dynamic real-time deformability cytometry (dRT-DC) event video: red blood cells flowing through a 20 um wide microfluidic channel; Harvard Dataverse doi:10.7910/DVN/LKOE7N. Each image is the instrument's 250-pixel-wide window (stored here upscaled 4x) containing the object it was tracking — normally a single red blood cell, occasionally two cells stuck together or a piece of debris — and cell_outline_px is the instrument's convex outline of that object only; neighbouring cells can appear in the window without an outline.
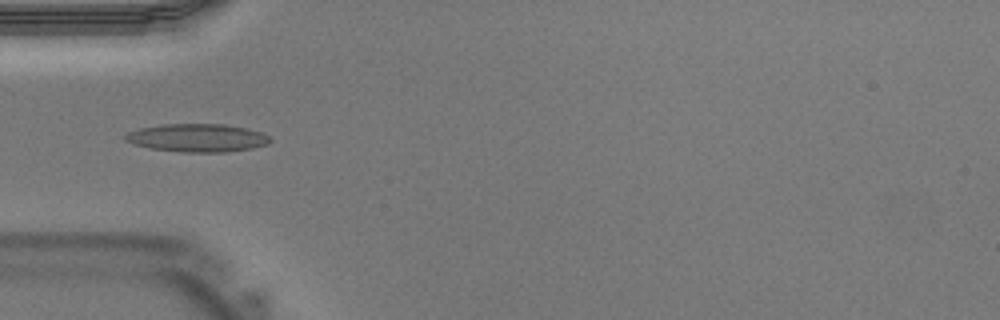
{"species": "Egyptian fruit bat (a non-hibernating species)", "species_latin": "Rousettus aegyptiacus", "temperature_condition": "warm", "stored_images_in_passage": 29, "camera_frame_rate_fps": 3000, "um_per_image_px": 0.085, "animal": {"sex": "male"}, "frame": {"image": 1, "passage_image": 1, "time_ms": 0.0, "image_size_px": [1000, 320], "cell_outline_px": [[272, 140], [268, 144], [252, 148], [224, 152], [180, 152], [152, 148], [136, 144], [124, 140], [124, 136], [128, 132], [140, 128], [160, 124], [224, 124], [244, 128], [260, 132], [268, 136]], "centroid_in_image_um": [16.77, 11.71], "position_along_channel_um": 68.2, "area_um2": 23.52}}
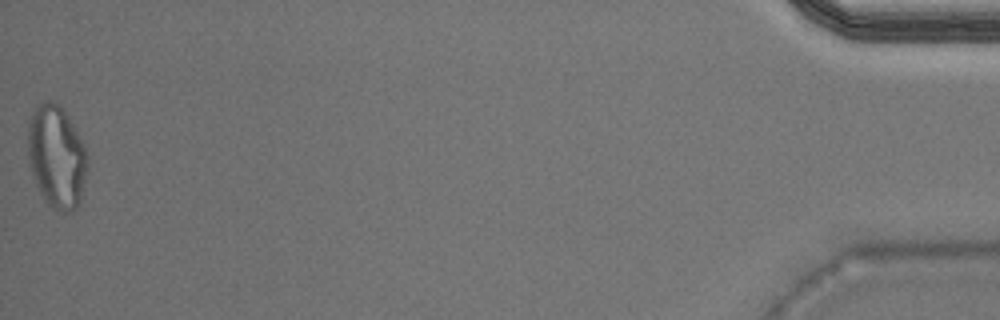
{"frame": {"image": 2, "passage_image": 29, "time_ms": 9.333, "image_size_px": [1000, 320], "cell_outline_px": [[88, 168], [80, 200], [76, 208], [72, 212], [60, 212], [52, 208], [44, 200], [32, 176], [28, 164], [28, 120], [36, 104], [48, 100], [64, 108], [84, 144], [88, 156]], "centroid_in_image_um": [4.8, 13.32], "position_along_channel_um": 430.4, "area_um2": 36.24}}